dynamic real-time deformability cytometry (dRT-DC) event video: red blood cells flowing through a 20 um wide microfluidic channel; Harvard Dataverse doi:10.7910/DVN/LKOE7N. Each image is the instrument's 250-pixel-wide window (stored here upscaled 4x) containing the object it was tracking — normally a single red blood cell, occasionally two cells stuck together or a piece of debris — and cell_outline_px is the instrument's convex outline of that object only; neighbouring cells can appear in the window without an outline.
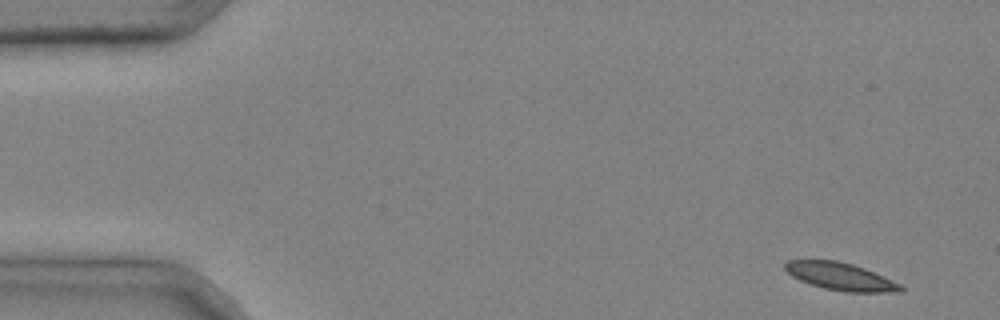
{"species": "common noctule bat (a hibernating species)", "species_latin": "Nyctalus noctula", "temperature_condition": "cold", "stored_images_in_passage": 4, "segment_of_instrument_passage": [1, 2], "camera_frame_rate_fps": 3000, "um_per_image_px": 0.085, "animal": {"sex": "male", "body_mass_g": 20.4}, "frame": {"image": 1, "passage_image": 1, "time_ms": 0.0, "image_size_px": [1000, 320], "cell_outline_px": [[904, 288], [900, 292], [844, 292], [824, 288], [800, 280], [792, 276], [784, 268], [784, 264], [788, 260], [836, 260], [852, 264], [864, 268], [900, 284]], "centroid_in_image_um": [71.43, 23.5], "position_along_channel_um": 13.6, "area_um2": 18.32}}